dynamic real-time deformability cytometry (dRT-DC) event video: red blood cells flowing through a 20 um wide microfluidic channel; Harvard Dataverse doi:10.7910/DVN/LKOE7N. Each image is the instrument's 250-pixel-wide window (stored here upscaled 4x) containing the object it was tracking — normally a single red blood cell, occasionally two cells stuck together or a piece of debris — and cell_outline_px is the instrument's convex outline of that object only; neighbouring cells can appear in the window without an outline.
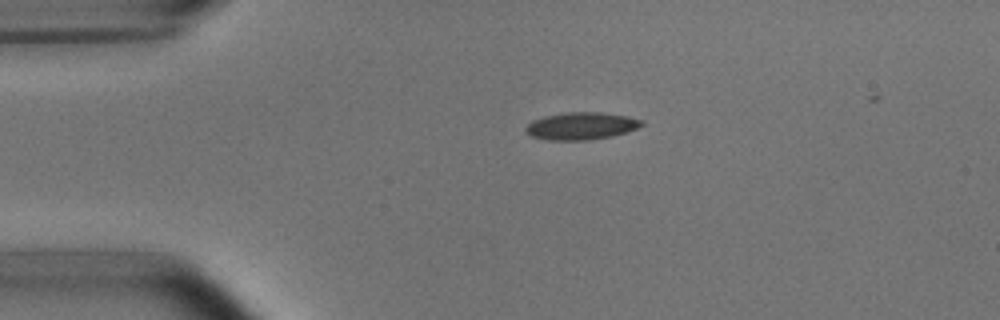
{"species": "common noctule bat (a hibernating species)", "species_latin": "Nyctalus noctula", "temperature_condition": "room temperature", "stored_images_in_passage": 2, "camera_frame_rate_fps": 3000, "um_per_image_px": 0.085, "animal": {"sex": "male", "body_mass_g": 15.6}, "frame": {"image": 1, "passage_image": 1, "time_ms": 0.0, "image_size_px": [1000, 320], "cell_outline_px": [[644, 124], [636, 128], [612, 136], [592, 140], [548, 140], [532, 136], [524, 132], [524, 128], [532, 120], [544, 116], [568, 112], [600, 112], [628, 116], [644, 120]], "centroid_in_image_um": [49.38, 10.7], "position_along_channel_um": 35.6, "area_um2": 18.55}}